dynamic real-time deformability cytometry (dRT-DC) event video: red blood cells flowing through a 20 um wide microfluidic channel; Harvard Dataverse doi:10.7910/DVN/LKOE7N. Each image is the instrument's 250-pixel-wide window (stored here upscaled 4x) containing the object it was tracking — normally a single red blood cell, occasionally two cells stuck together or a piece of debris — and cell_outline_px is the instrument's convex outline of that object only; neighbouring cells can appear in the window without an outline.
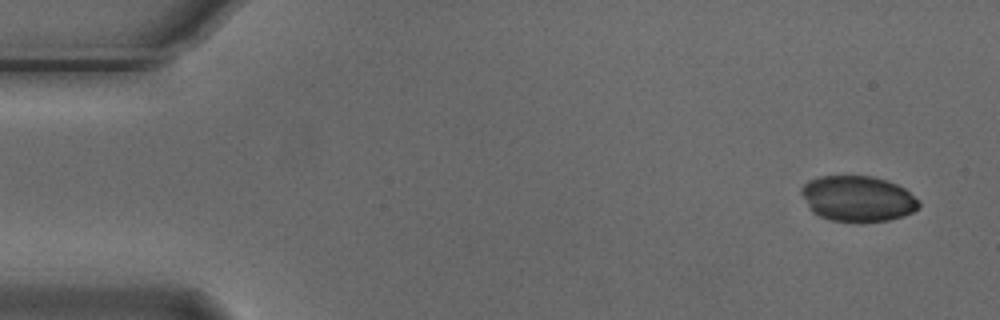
{"species": "Egyptian fruit bat (a non-hibernating species)", "species_latin": "Rousettus aegyptiacus", "temperature_condition": "cold", "stored_images_in_passage": 5, "camera_frame_rate_fps": 3000, "um_per_image_px": 0.085, "animal": {"sex": "male"}, "frame": {"image": 1, "passage_image": 1, "time_ms": 0.0, "image_size_px": [1000, 320], "cell_outline_px": [[920, 204], [912, 212], [904, 216], [888, 220], [864, 224], [860, 224], [832, 220], [820, 216], [812, 212], [808, 208], [800, 192], [800, 188], [808, 180], [820, 176], [872, 176], [896, 184], [904, 188], [920, 200]], "centroid_in_image_um": [72.88, 16.91], "position_along_channel_um": 12.1, "area_um2": 31.79}}
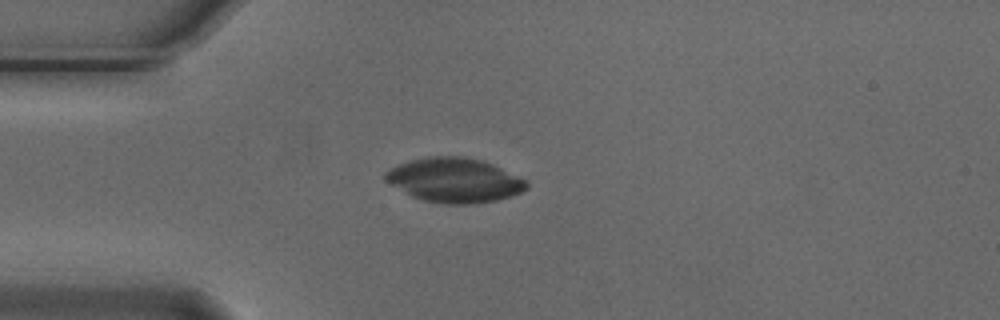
{"frame": {"image": 2, "passage_image": 4, "time_ms": 1.0, "image_size_px": [1000, 320], "cell_outline_px": [[528, 188], [512, 196], [496, 200], [476, 204], [444, 204], [424, 200], [412, 196], [384, 180], [384, 172], [400, 164], [412, 160], [428, 156], [464, 156], [480, 160], [492, 164], [524, 180], [528, 184]], "centroid_in_image_um": [38.62, 15.32], "position_along_channel_um": 46.4, "area_um2": 36.18}}